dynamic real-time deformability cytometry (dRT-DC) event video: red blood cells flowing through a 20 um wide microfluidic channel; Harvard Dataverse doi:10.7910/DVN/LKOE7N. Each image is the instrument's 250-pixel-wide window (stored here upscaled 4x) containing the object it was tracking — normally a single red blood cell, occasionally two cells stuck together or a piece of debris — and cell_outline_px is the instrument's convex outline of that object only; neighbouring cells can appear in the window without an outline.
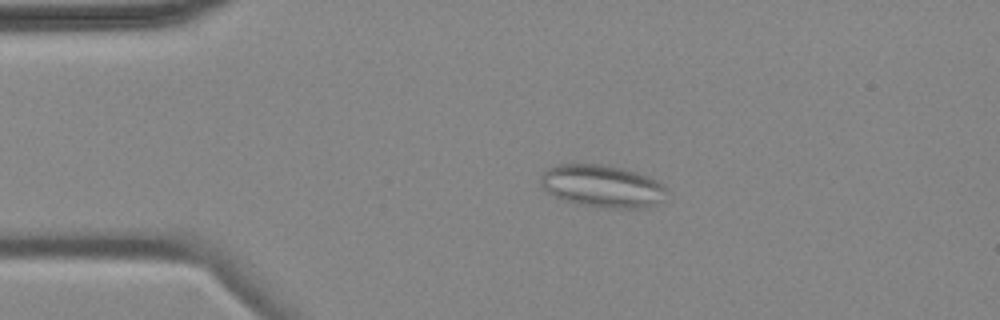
{"species": "common noctule bat (a hibernating species)", "species_latin": "Nyctalus noctula", "temperature_condition": "cold", "stored_images_in_passage": 4, "camera_frame_rate_fps": 3000, "um_per_image_px": 0.085, "animal": {"sex": "female", "body_mass_g": 18.4}, "frame": {"image": 1, "passage_image": 3, "time_ms": 2.333, "image_size_px": [1000, 320], "cell_outline_px": [[668, 192], [664, 200], [656, 204], [644, 208], [604, 208], [580, 204], [556, 196], [548, 192], [540, 184], [540, 176], [552, 164], [600, 164], [624, 168], [648, 176], [664, 184], [668, 188]], "centroid_in_image_um": [51.24, 15.81], "position_along_channel_um": 33.8, "area_um2": 31.39}}